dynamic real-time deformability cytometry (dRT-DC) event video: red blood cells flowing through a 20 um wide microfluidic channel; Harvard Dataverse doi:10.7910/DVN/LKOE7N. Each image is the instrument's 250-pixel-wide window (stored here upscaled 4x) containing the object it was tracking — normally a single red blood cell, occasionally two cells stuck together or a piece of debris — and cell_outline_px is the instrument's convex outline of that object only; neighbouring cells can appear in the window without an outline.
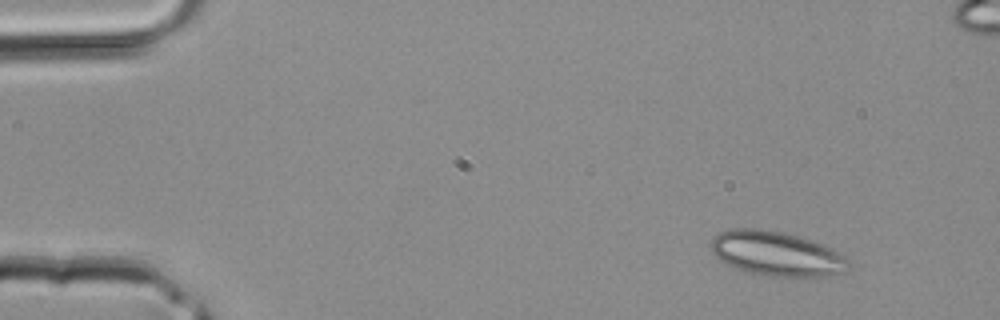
{"species": "common noctule bat (a hibernating species)", "species_latin": "Nyctalus noctula", "temperature_condition": "room temperature", "stored_images_in_passage": 36, "camera_frame_rate_fps": 3000, "um_per_image_px": 0.085, "animal": {"sex": "male", "body_mass_g": 20.4}, "frame": {"image": 1, "passage_image": 1, "time_ms": 0.0, "image_size_px": [1000, 320], "cell_outline_px": [[844, 272], [824, 276], [768, 276], [748, 272], [724, 264], [712, 252], [712, 240], [720, 232], [732, 228], [760, 228], [784, 232], [824, 244], [840, 252], [844, 256]], "centroid_in_image_um": [65.95, 21.54], "position_along_channel_um": 19.1, "area_um2": 35.32}}
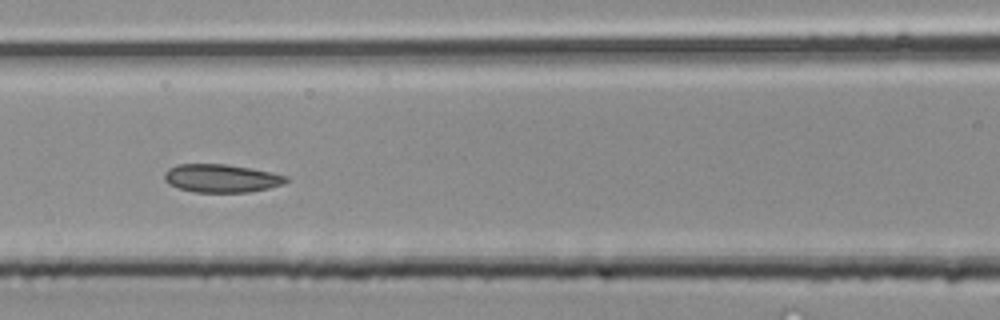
{"frame": {"image": 2, "passage_image": 14, "time_ms": 4.333, "image_size_px": [1000, 320], "cell_outline_px": [[292, 180], [284, 184], [268, 188], [248, 192], [192, 192], [168, 184], [164, 180], [164, 172], [168, 168], [176, 164], [224, 164], [252, 168], [272, 172], [288, 176]], "centroid_in_image_um": [18.84, 15.15], "position_along_channel_um": 147.8, "area_um2": 20.23}}
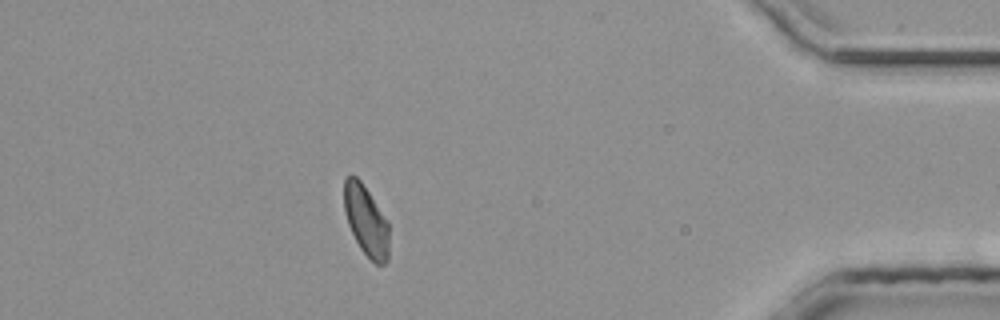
{"frame": {"image": 3, "passage_image": 31, "time_ms": 10.0, "image_size_px": [1000, 320], "cell_outline_px": [[388, 260], [384, 264], [376, 264], [360, 248], [348, 224], [344, 212], [344, 180], [348, 176], [356, 176], [360, 180], [388, 220]], "centroid_in_image_um": [31.12, 18.75], "position_along_channel_um": 404.1, "area_um2": 18.26}}